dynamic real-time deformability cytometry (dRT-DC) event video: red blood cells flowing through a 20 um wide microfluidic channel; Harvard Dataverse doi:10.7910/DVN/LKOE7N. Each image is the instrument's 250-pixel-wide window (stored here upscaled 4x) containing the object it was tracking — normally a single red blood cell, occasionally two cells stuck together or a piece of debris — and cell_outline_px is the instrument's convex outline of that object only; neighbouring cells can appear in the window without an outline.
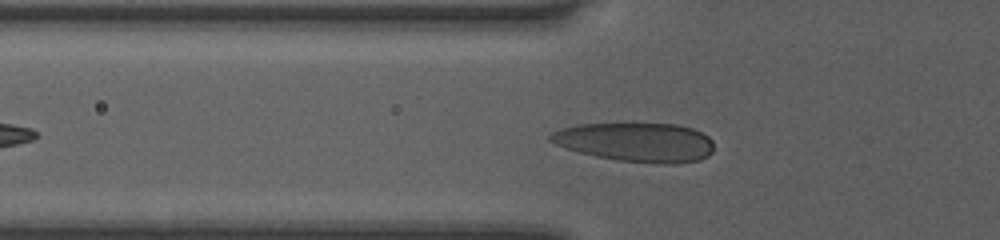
{"species": "human", "species_latin": "Homo sapiens", "temperature_condition": "room temperature", "stored_images_in_passage": 41, "camera_frame_rate_fps": 3000, "um_per_image_px": 0.085, "donor": {"sex": "female"}, "frame": {"image": 1, "passage_image": 8, "time_ms": 2.333, "image_size_px": [1000, 240], "cell_outline_px": [[712, 152], [708, 156], [700, 160], [672, 164], [656, 164], [620, 160], [596, 156], [580, 152], [556, 144], [548, 140], [548, 136], [552, 132], [560, 128], [580, 124], [676, 124], [692, 128], [708, 136], [712, 140]], "centroid_in_image_um": [54.07, 12.09], "position_along_channel_um": 71.7, "area_um2": 37.11}}
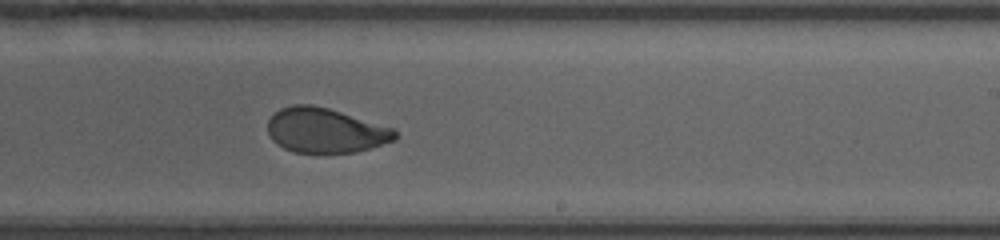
{"frame": {"image": 2, "passage_image": 22, "time_ms": 7.0, "image_size_px": [1000, 240], "cell_outline_px": [[400, 136], [396, 140], [356, 152], [292, 152], [276, 144], [272, 140], [268, 132], [268, 120], [280, 108], [292, 104], [312, 104], [328, 108], [396, 128]], "centroid_in_image_um": [27.69, 11.08], "position_along_channel_um": 261.3, "area_um2": 33.47}}
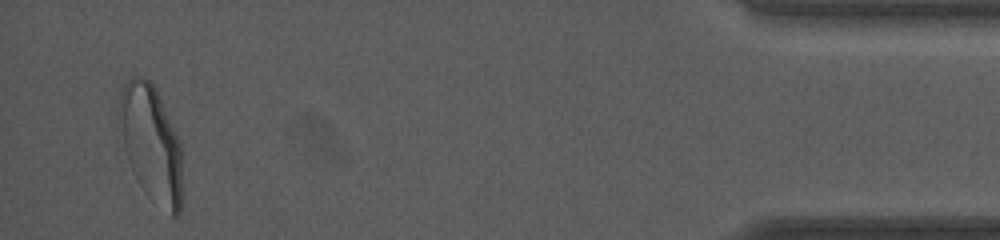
{"frame": {"image": 3, "passage_image": 39, "time_ms": 12.667, "image_size_px": [1000, 240], "cell_outline_px": [[180, 212], [176, 216], [172, 216], [124, 148], [116, 108], [120, 92], [124, 84], [132, 76], [144, 76], [156, 88], [180, 140]], "centroid_in_image_um": [12.84, 11.84], "position_along_channel_um": 422.4, "area_um2": 39.42}}